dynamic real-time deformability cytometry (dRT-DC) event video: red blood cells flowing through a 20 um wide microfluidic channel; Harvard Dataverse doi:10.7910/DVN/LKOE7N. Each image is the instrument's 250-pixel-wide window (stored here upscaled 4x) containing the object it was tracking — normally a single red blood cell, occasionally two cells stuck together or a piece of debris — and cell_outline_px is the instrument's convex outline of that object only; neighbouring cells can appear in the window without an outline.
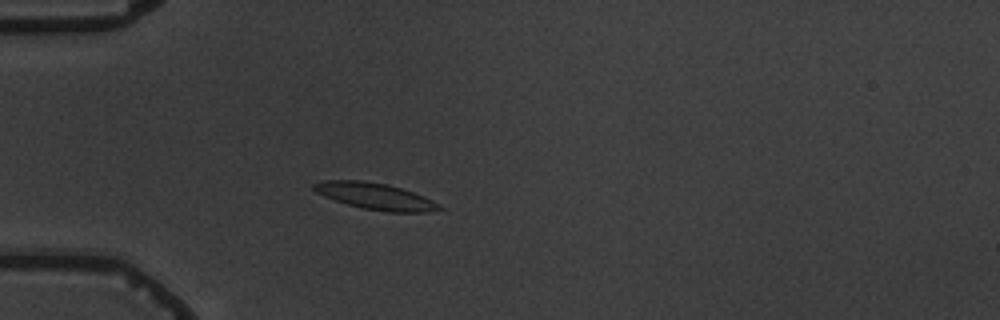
{"species": "common noctule bat (a hibernating species)", "species_latin": "Nyctalus noctula", "temperature_condition": "warm", "stored_images_in_passage": 4, "camera_frame_rate_fps": 3000, "um_per_image_px": 0.085, "animal": {"sex": "male", "body_mass_g": 19.5, "forearm_length_mm": 54.6}, "frame": {"image": 1, "passage_image": 3, "time_ms": 2.333, "image_size_px": [1000, 320], "cell_outline_px": [[444, 208], [428, 212], [388, 212], [364, 208], [348, 204], [324, 196], [316, 192], [312, 188], [312, 184], [324, 180], [364, 180], [388, 184], [424, 196], [440, 204]], "centroid_in_image_um": [31.91, 16.67], "position_along_channel_um": 53.1, "area_um2": 19.31}}